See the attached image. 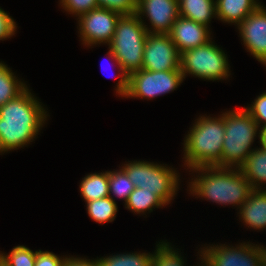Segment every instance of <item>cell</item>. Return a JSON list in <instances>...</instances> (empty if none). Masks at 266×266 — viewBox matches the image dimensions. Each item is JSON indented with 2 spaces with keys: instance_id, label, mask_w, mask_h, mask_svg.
I'll return each mask as SVG.
<instances>
[{
  "instance_id": "1",
  "label": "cell",
  "mask_w": 266,
  "mask_h": 266,
  "mask_svg": "<svg viewBox=\"0 0 266 266\" xmlns=\"http://www.w3.org/2000/svg\"><path fill=\"white\" fill-rule=\"evenodd\" d=\"M46 116L44 108L28 88L1 106L0 152L18 149L32 142Z\"/></svg>"
},
{
  "instance_id": "2",
  "label": "cell",
  "mask_w": 266,
  "mask_h": 266,
  "mask_svg": "<svg viewBox=\"0 0 266 266\" xmlns=\"http://www.w3.org/2000/svg\"><path fill=\"white\" fill-rule=\"evenodd\" d=\"M147 25L136 14L122 15L118 19L114 36L109 43L108 55L119 65L122 73L116 92L123 97L128 91V76L142 69Z\"/></svg>"
},
{
  "instance_id": "3",
  "label": "cell",
  "mask_w": 266,
  "mask_h": 266,
  "mask_svg": "<svg viewBox=\"0 0 266 266\" xmlns=\"http://www.w3.org/2000/svg\"><path fill=\"white\" fill-rule=\"evenodd\" d=\"M193 170L203 173L201 176L198 175L193 182L191 181V193L215 203L239 204L241 207L252 190L250 183L239 168L235 171L229 167L202 166L194 167Z\"/></svg>"
},
{
  "instance_id": "4",
  "label": "cell",
  "mask_w": 266,
  "mask_h": 266,
  "mask_svg": "<svg viewBox=\"0 0 266 266\" xmlns=\"http://www.w3.org/2000/svg\"><path fill=\"white\" fill-rule=\"evenodd\" d=\"M224 113L219 118L200 117L184 140L185 164L189 168L219 166L224 142Z\"/></svg>"
},
{
  "instance_id": "5",
  "label": "cell",
  "mask_w": 266,
  "mask_h": 266,
  "mask_svg": "<svg viewBox=\"0 0 266 266\" xmlns=\"http://www.w3.org/2000/svg\"><path fill=\"white\" fill-rule=\"evenodd\" d=\"M225 135L221 164L218 167L239 168L251 153L250 146L258 131V124L245 110L224 113Z\"/></svg>"
},
{
  "instance_id": "6",
  "label": "cell",
  "mask_w": 266,
  "mask_h": 266,
  "mask_svg": "<svg viewBox=\"0 0 266 266\" xmlns=\"http://www.w3.org/2000/svg\"><path fill=\"white\" fill-rule=\"evenodd\" d=\"M122 170L135 187L153 192L166 205L176 194L179 179L175 170L173 171L170 167L144 161H133L124 164Z\"/></svg>"
},
{
  "instance_id": "7",
  "label": "cell",
  "mask_w": 266,
  "mask_h": 266,
  "mask_svg": "<svg viewBox=\"0 0 266 266\" xmlns=\"http://www.w3.org/2000/svg\"><path fill=\"white\" fill-rule=\"evenodd\" d=\"M227 56L210 40L206 44L180 53V71L206 80L229 77Z\"/></svg>"
},
{
  "instance_id": "8",
  "label": "cell",
  "mask_w": 266,
  "mask_h": 266,
  "mask_svg": "<svg viewBox=\"0 0 266 266\" xmlns=\"http://www.w3.org/2000/svg\"><path fill=\"white\" fill-rule=\"evenodd\" d=\"M184 77L180 70L149 71L140 69L128 76L125 97L154 98L175 90Z\"/></svg>"
},
{
  "instance_id": "9",
  "label": "cell",
  "mask_w": 266,
  "mask_h": 266,
  "mask_svg": "<svg viewBox=\"0 0 266 266\" xmlns=\"http://www.w3.org/2000/svg\"><path fill=\"white\" fill-rule=\"evenodd\" d=\"M142 69L149 71L180 70V53L169 34H147Z\"/></svg>"
},
{
  "instance_id": "10",
  "label": "cell",
  "mask_w": 266,
  "mask_h": 266,
  "mask_svg": "<svg viewBox=\"0 0 266 266\" xmlns=\"http://www.w3.org/2000/svg\"><path fill=\"white\" fill-rule=\"evenodd\" d=\"M120 14L109 9L96 8L79 16L81 40L90 45L110 43Z\"/></svg>"
},
{
  "instance_id": "11",
  "label": "cell",
  "mask_w": 266,
  "mask_h": 266,
  "mask_svg": "<svg viewBox=\"0 0 266 266\" xmlns=\"http://www.w3.org/2000/svg\"><path fill=\"white\" fill-rule=\"evenodd\" d=\"M201 252L202 266H261L258 246L241 243L235 247L222 246L207 247Z\"/></svg>"
},
{
  "instance_id": "12",
  "label": "cell",
  "mask_w": 266,
  "mask_h": 266,
  "mask_svg": "<svg viewBox=\"0 0 266 266\" xmlns=\"http://www.w3.org/2000/svg\"><path fill=\"white\" fill-rule=\"evenodd\" d=\"M239 33L248 51L266 65V9L259 6L239 25Z\"/></svg>"
},
{
  "instance_id": "13",
  "label": "cell",
  "mask_w": 266,
  "mask_h": 266,
  "mask_svg": "<svg viewBox=\"0 0 266 266\" xmlns=\"http://www.w3.org/2000/svg\"><path fill=\"white\" fill-rule=\"evenodd\" d=\"M135 14L149 17L153 31L148 33L168 34L179 17L178 0H137Z\"/></svg>"
},
{
  "instance_id": "14",
  "label": "cell",
  "mask_w": 266,
  "mask_h": 266,
  "mask_svg": "<svg viewBox=\"0 0 266 266\" xmlns=\"http://www.w3.org/2000/svg\"><path fill=\"white\" fill-rule=\"evenodd\" d=\"M168 34L179 53L210 41V31L207 26L181 16L173 23Z\"/></svg>"
},
{
  "instance_id": "15",
  "label": "cell",
  "mask_w": 266,
  "mask_h": 266,
  "mask_svg": "<svg viewBox=\"0 0 266 266\" xmlns=\"http://www.w3.org/2000/svg\"><path fill=\"white\" fill-rule=\"evenodd\" d=\"M240 215L248 227L266 228V190L252 189L240 207Z\"/></svg>"
},
{
  "instance_id": "16",
  "label": "cell",
  "mask_w": 266,
  "mask_h": 266,
  "mask_svg": "<svg viewBox=\"0 0 266 266\" xmlns=\"http://www.w3.org/2000/svg\"><path fill=\"white\" fill-rule=\"evenodd\" d=\"M260 4L255 0H216V17L239 25Z\"/></svg>"
},
{
  "instance_id": "17",
  "label": "cell",
  "mask_w": 266,
  "mask_h": 266,
  "mask_svg": "<svg viewBox=\"0 0 266 266\" xmlns=\"http://www.w3.org/2000/svg\"><path fill=\"white\" fill-rule=\"evenodd\" d=\"M178 6L179 16L207 27L211 18L216 16V1L214 0H178Z\"/></svg>"
},
{
  "instance_id": "18",
  "label": "cell",
  "mask_w": 266,
  "mask_h": 266,
  "mask_svg": "<svg viewBox=\"0 0 266 266\" xmlns=\"http://www.w3.org/2000/svg\"><path fill=\"white\" fill-rule=\"evenodd\" d=\"M239 169L252 189H261L259 184L266 182V151L263 148L251 151Z\"/></svg>"
},
{
  "instance_id": "19",
  "label": "cell",
  "mask_w": 266,
  "mask_h": 266,
  "mask_svg": "<svg viewBox=\"0 0 266 266\" xmlns=\"http://www.w3.org/2000/svg\"><path fill=\"white\" fill-rule=\"evenodd\" d=\"M80 193L86 202L111 196L109 195V172L85 176L80 184Z\"/></svg>"
},
{
  "instance_id": "20",
  "label": "cell",
  "mask_w": 266,
  "mask_h": 266,
  "mask_svg": "<svg viewBox=\"0 0 266 266\" xmlns=\"http://www.w3.org/2000/svg\"><path fill=\"white\" fill-rule=\"evenodd\" d=\"M5 64L0 62V107L21 94L27 86L18 81Z\"/></svg>"
},
{
  "instance_id": "21",
  "label": "cell",
  "mask_w": 266,
  "mask_h": 266,
  "mask_svg": "<svg viewBox=\"0 0 266 266\" xmlns=\"http://www.w3.org/2000/svg\"><path fill=\"white\" fill-rule=\"evenodd\" d=\"M125 205V208L138 214L141 212L144 213L146 210L152 211L154 207L159 208L166 204L153 192H147L143 188L135 187Z\"/></svg>"
},
{
  "instance_id": "22",
  "label": "cell",
  "mask_w": 266,
  "mask_h": 266,
  "mask_svg": "<svg viewBox=\"0 0 266 266\" xmlns=\"http://www.w3.org/2000/svg\"><path fill=\"white\" fill-rule=\"evenodd\" d=\"M86 203L88 215L94 219V221L101 224L104 222H112L115 219L118 207L112 196Z\"/></svg>"
},
{
  "instance_id": "23",
  "label": "cell",
  "mask_w": 266,
  "mask_h": 266,
  "mask_svg": "<svg viewBox=\"0 0 266 266\" xmlns=\"http://www.w3.org/2000/svg\"><path fill=\"white\" fill-rule=\"evenodd\" d=\"M152 259L153 254L132 253L102 257L97 260L99 266H151Z\"/></svg>"
},
{
  "instance_id": "24",
  "label": "cell",
  "mask_w": 266,
  "mask_h": 266,
  "mask_svg": "<svg viewBox=\"0 0 266 266\" xmlns=\"http://www.w3.org/2000/svg\"><path fill=\"white\" fill-rule=\"evenodd\" d=\"M134 188L135 186L122 169L118 172L109 171V195L112 193L114 196L123 198L126 203Z\"/></svg>"
},
{
  "instance_id": "25",
  "label": "cell",
  "mask_w": 266,
  "mask_h": 266,
  "mask_svg": "<svg viewBox=\"0 0 266 266\" xmlns=\"http://www.w3.org/2000/svg\"><path fill=\"white\" fill-rule=\"evenodd\" d=\"M36 251L21 245L12 249L9 255L0 254V264L3 266H35Z\"/></svg>"
},
{
  "instance_id": "26",
  "label": "cell",
  "mask_w": 266,
  "mask_h": 266,
  "mask_svg": "<svg viewBox=\"0 0 266 266\" xmlns=\"http://www.w3.org/2000/svg\"><path fill=\"white\" fill-rule=\"evenodd\" d=\"M183 258L168 243L161 242L153 254L151 266H184Z\"/></svg>"
},
{
  "instance_id": "27",
  "label": "cell",
  "mask_w": 266,
  "mask_h": 266,
  "mask_svg": "<svg viewBox=\"0 0 266 266\" xmlns=\"http://www.w3.org/2000/svg\"><path fill=\"white\" fill-rule=\"evenodd\" d=\"M98 8L109 9L122 15L136 13L137 0H97Z\"/></svg>"
},
{
  "instance_id": "28",
  "label": "cell",
  "mask_w": 266,
  "mask_h": 266,
  "mask_svg": "<svg viewBox=\"0 0 266 266\" xmlns=\"http://www.w3.org/2000/svg\"><path fill=\"white\" fill-rule=\"evenodd\" d=\"M60 3L66 11L77 16L98 8L97 0H61Z\"/></svg>"
},
{
  "instance_id": "29",
  "label": "cell",
  "mask_w": 266,
  "mask_h": 266,
  "mask_svg": "<svg viewBox=\"0 0 266 266\" xmlns=\"http://www.w3.org/2000/svg\"><path fill=\"white\" fill-rule=\"evenodd\" d=\"M251 107L246 108L245 110L252 116V118L256 121L258 126L260 123H264L262 127L266 126V92L261 94L259 97L255 99V102L251 104Z\"/></svg>"
},
{
  "instance_id": "30",
  "label": "cell",
  "mask_w": 266,
  "mask_h": 266,
  "mask_svg": "<svg viewBox=\"0 0 266 266\" xmlns=\"http://www.w3.org/2000/svg\"><path fill=\"white\" fill-rule=\"evenodd\" d=\"M66 257L61 258L49 251H36L35 266H65Z\"/></svg>"
},
{
  "instance_id": "31",
  "label": "cell",
  "mask_w": 266,
  "mask_h": 266,
  "mask_svg": "<svg viewBox=\"0 0 266 266\" xmlns=\"http://www.w3.org/2000/svg\"><path fill=\"white\" fill-rule=\"evenodd\" d=\"M16 28L14 20L0 8V40L10 38L14 35Z\"/></svg>"
},
{
  "instance_id": "32",
  "label": "cell",
  "mask_w": 266,
  "mask_h": 266,
  "mask_svg": "<svg viewBox=\"0 0 266 266\" xmlns=\"http://www.w3.org/2000/svg\"><path fill=\"white\" fill-rule=\"evenodd\" d=\"M65 266H99L98 260L90 261L87 259L74 258V257H66Z\"/></svg>"
},
{
  "instance_id": "33",
  "label": "cell",
  "mask_w": 266,
  "mask_h": 266,
  "mask_svg": "<svg viewBox=\"0 0 266 266\" xmlns=\"http://www.w3.org/2000/svg\"><path fill=\"white\" fill-rule=\"evenodd\" d=\"M261 130H259V139H260V144L262 145V148L266 151V126L261 127Z\"/></svg>"
},
{
  "instance_id": "34",
  "label": "cell",
  "mask_w": 266,
  "mask_h": 266,
  "mask_svg": "<svg viewBox=\"0 0 266 266\" xmlns=\"http://www.w3.org/2000/svg\"><path fill=\"white\" fill-rule=\"evenodd\" d=\"M260 257H261V266H266V247L258 246Z\"/></svg>"
}]
</instances>
